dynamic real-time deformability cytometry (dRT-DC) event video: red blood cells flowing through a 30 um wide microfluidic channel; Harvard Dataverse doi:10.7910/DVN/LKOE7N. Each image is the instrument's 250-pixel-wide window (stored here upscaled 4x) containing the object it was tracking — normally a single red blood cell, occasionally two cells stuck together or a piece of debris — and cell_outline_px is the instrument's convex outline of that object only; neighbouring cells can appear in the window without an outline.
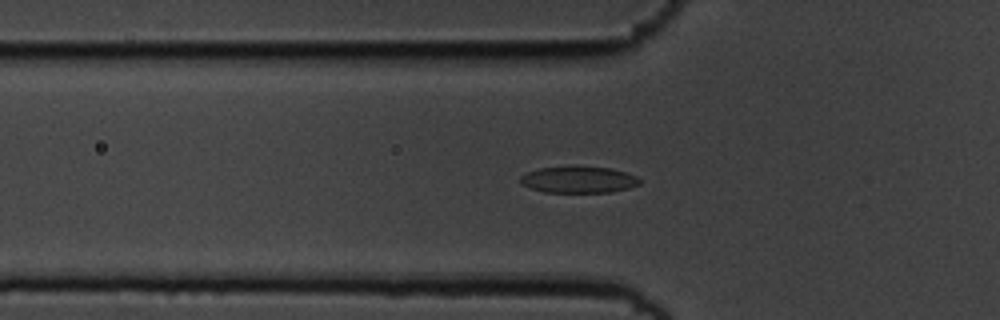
{"species": "common noctule bat (a hibernating species)", "species_latin": "Nyctalus noctula", "temperature_condition": "cold", "stored_images_in_passage": 52, "camera_frame_rate_fps": 3000, "um_per_image_px": 0.085, "animal": {"sex": "male", "body_mass_g": 19.5, "forearm_length_mm": 54.6}, "frame": {"image": 1, "passage_image": 19, "time_ms": 6.0, "image_size_px": [1000, 320], "cell_outline_px": [[640, 184], [628, 188], [612, 192], [544, 192], [520, 184], [520, 176], [528, 172], [540, 168], [568, 164], [576, 164], [612, 168], [636, 176], [640, 180]], "centroid_in_image_um": [49.16, 15.23], "position_along_channel_um": 76.6, "area_um2": 19.02}}
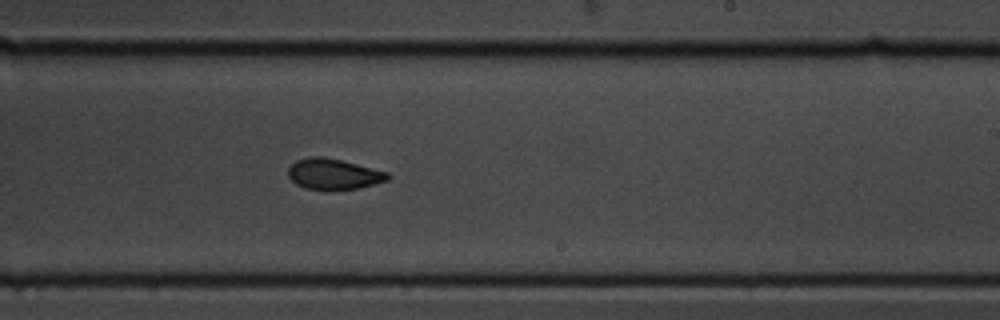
{"frame": {"image": 2, "passage_image": 34, "time_ms": 11.0, "image_size_px": [1000, 320], "cell_outline_px": [[392, 176], [388, 180], [356, 188], [304, 188], [296, 184], [288, 176], [288, 168], [296, 160], [308, 156], [324, 156], [388, 172]], "centroid_in_image_um": [28.33, 14.76], "position_along_channel_um": 260.7, "area_um2": 17.4}}
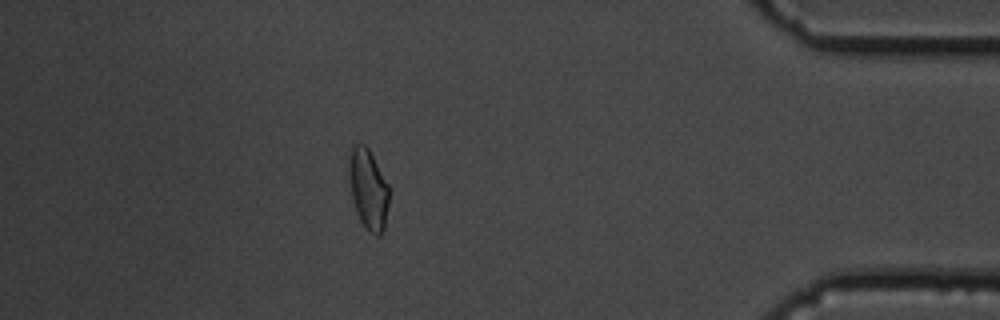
{"frame": {"image": 3, "passage_image": 49, "time_ms": 16.0, "image_size_px": [1000, 320], "cell_outline_px": [[388, 204], [384, 228], [380, 236], [376, 236], [368, 232], [364, 228], [356, 212], [352, 196], [348, 160], [352, 148], [356, 144], [364, 144], [368, 148], [388, 184]], "centroid_in_image_um": [31.3, 16.12], "position_along_channel_um": 403.9, "area_um2": 18.5}, "authors_computed_cell_mechanics": {"area_um2": 18.4671, "velocity_mm_per_s": 3.6783, "shape_relaxation_time_tau1_ms": 3.5676, "shape_relaxation_time_tau2_ms": 2.5725, "deformation_change_tau1": 0.1011, "deformation_change_tau2": 0.0706}}